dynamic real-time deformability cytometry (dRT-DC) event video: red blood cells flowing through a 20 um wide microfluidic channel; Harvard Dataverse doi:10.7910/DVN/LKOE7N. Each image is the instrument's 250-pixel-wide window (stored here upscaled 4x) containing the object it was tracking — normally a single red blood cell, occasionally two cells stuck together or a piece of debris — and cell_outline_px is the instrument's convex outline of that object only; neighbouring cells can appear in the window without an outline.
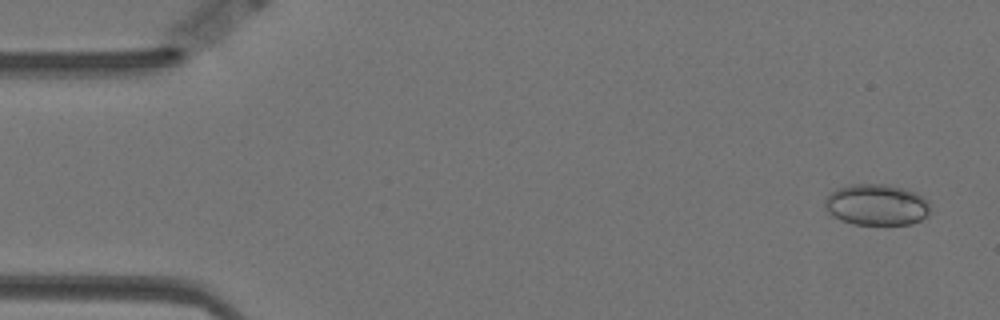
{"species": "Egyptian fruit bat (a non-hibernating species)", "species_latin": "Rousettus aegyptiacus", "temperature_condition": "warm", "stored_images_in_passage": 58, "camera_frame_rate_fps": 3000, "um_per_image_px": 0.085, "animal": {"sex": "female"}, "frame": {"image": 1, "passage_image": 3, "time_ms": 0.667, "image_size_px": [1000, 320], "cell_outline_px": [[928, 216], [912, 224], [852, 224], [840, 220], [832, 216], [824, 208], [824, 196], [836, 188], [852, 184], [884, 184], [904, 188], [916, 192], [928, 200]], "centroid_in_image_um": [74.46, 17.4], "position_along_channel_um": 10.5, "area_um2": 25.61}}
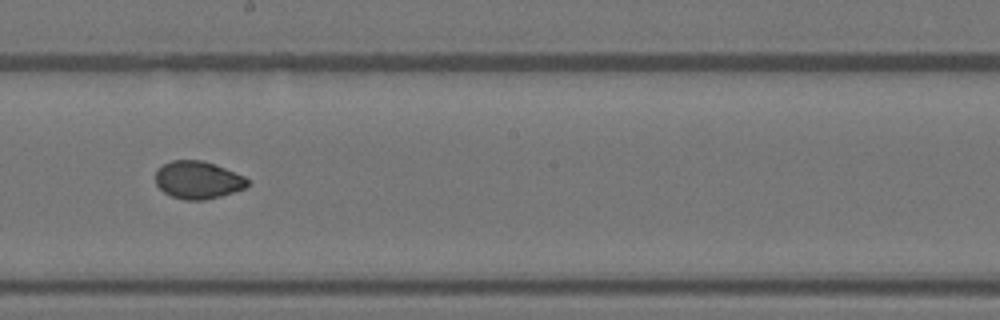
{"frame": {"image": 2, "passage_image": 32, "time_ms": 10.333, "image_size_px": [1000, 320], "cell_outline_px": [[248, 184], [244, 188], [220, 196], [204, 200], [184, 200], [172, 196], [164, 192], [156, 184], [156, 168], [172, 160], [200, 160], [216, 164], [244, 176], [248, 180]], "centroid_in_image_um": [16.8, 15.29], "position_along_channel_um": 231.4, "area_um2": 20.11}}
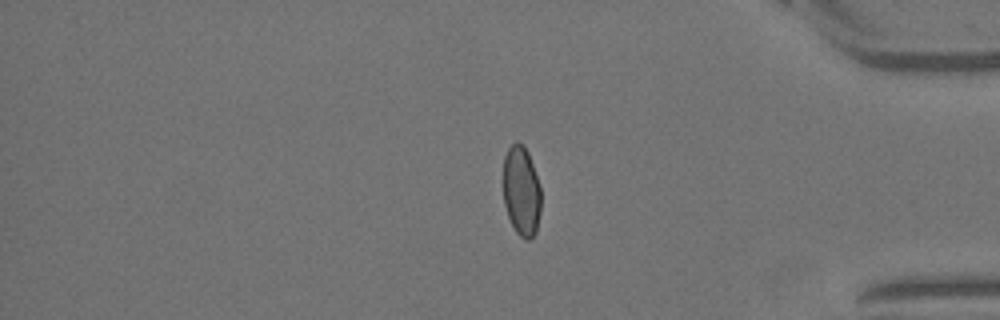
{"frame": {"image": 3, "passage_image": 48, "time_ms": 15.667, "image_size_px": [1000, 320], "cell_outline_px": [[540, 212], [536, 232], [528, 240], [524, 240], [516, 232], [508, 216], [504, 204], [504, 156], [508, 148], [516, 140], [524, 144], [528, 152], [540, 188]], "centroid_in_image_um": [44.31, 16.23], "position_along_channel_um": 390.9, "area_um2": 19.71}, "authors_computed_cell_mechanics": {"area_um2": 20.808, "velocity_mm_per_s": 3.4847, "shape_relaxation_time_tau1_ms": 7.316, "shape_relaxation_time_tau2_ms": 1.0271, "deformation_change_tau1": 0.1308, "deformation_change_tau2": 0.0291}}